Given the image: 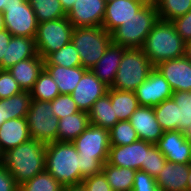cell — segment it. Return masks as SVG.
<instances>
[{"mask_svg":"<svg viewBox=\"0 0 191 191\" xmlns=\"http://www.w3.org/2000/svg\"><path fill=\"white\" fill-rule=\"evenodd\" d=\"M0 191H18V184L13 176L0 162Z\"/></svg>","mask_w":191,"mask_h":191,"instance_id":"cell-44","label":"cell"},{"mask_svg":"<svg viewBox=\"0 0 191 191\" xmlns=\"http://www.w3.org/2000/svg\"><path fill=\"white\" fill-rule=\"evenodd\" d=\"M171 98L179 106V131L185 132L191 125V92L175 91Z\"/></svg>","mask_w":191,"mask_h":191,"instance_id":"cell-36","label":"cell"},{"mask_svg":"<svg viewBox=\"0 0 191 191\" xmlns=\"http://www.w3.org/2000/svg\"><path fill=\"white\" fill-rule=\"evenodd\" d=\"M2 13L5 29L12 36L35 38L38 21L28 0H7Z\"/></svg>","mask_w":191,"mask_h":191,"instance_id":"cell-10","label":"cell"},{"mask_svg":"<svg viewBox=\"0 0 191 191\" xmlns=\"http://www.w3.org/2000/svg\"><path fill=\"white\" fill-rule=\"evenodd\" d=\"M31 139L26 117L9 119L0 125V156Z\"/></svg>","mask_w":191,"mask_h":191,"instance_id":"cell-21","label":"cell"},{"mask_svg":"<svg viewBox=\"0 0 191 191\" xmlns=\"http://www.w3.org/2000/svg\"><path fill=\"white\" fill-rule=\"evenodd\" d=\"M44 65H58L63 67L82 66L79 53L71 41L56 52L51 53L44 60Z\"/></svg>","mask_w":191,"mask_h":191,"instance_id":"cell-33","label":"cell"},{"mask_svg":"<svg viewBox=\"0 0 191 191\" xmlns=\"http://www.w3.org/2000/svg\"><path fill=\"white\" fill-rule=\"evenodd\" d=\"M159 20L155 3L144 5L112 33V43L128 48H142L147 35Z\"/></svg>","mask_w":191,"mask_h":191,"instance_id":"cell-5","label":"cell"},{"mask_svg":"<svg viewBox=\"0 0 191 191\" xmlns=\"http://www.w3.org/2000/svg\"><path fill=\"white\" fill-rule=\"evenodd\" d=\"M153 143L137 140L130 145H111L108 153L107 163L115 167L140 170L142 163H145L146 151Z\"/></svg>","mask_w":191,"mask_h":191,"instance_id":"cell-12","label":"cell"},{"mask_svg":"<svg viewBox=\"0 0 191 191\" xmlns=\"http://www.w3.org/2000/svg\"><path fill=\"white\" fill-rule=\"evenodd\" d=\"M29 92L32 100L49 102L60 95L56 82L45 69L39 74V77Z\"/></svg>","mask_w":191,"mask_h":191,"instance_id":"cell-30","label":"cell"},{"mask_svg":"<svg viewBox=\"0 0 191 191\" xmlns=\"http://www.w3.org/2000/svg\"><path fill=\"white\" fill-rule=\"evenodd\" d=\"M82 183L86 191H113L103 172L84 178Z\"/></svg>","mask_w":191,"mask_h":191,"instance_id":"cell-42","label":"cell"},{"mask_svg":"<svg viewBox=\"0 0 191 191\" xmlns=\"http://www.w3.org/2000/svg\"><path fill=\"white\" fill-rule=\"evenodd\" d=\"M45 170L62 186L80 183V158L73 142L46 144Z\"/></svg>","mask_w":191,"mask_h":191,"instance_id":"cell-4","label":"cell"},{"mask_svg":"<svg viewBox=\"0 0 191 191\" xmlns=\"http://www.w3.org/2000/svg\"><path fill=\"white\" fill-rule=\"evenodd\" d=\"M88 116L90 124L107 130H110L119 121L108 93L104 94L92 105Z\"/></svg>","mask_w":191,"mask_h":191,"instance_id":"cell-26","label":"cell"},{"mask_svg":"<svg viewBox=\"0 0 191 191\" xmlns=\"http://www.w3.org/2000/svg\"><path fill=\"white\" fill-rule=\"evenodd\" d=\"M190 164L166 161L155 178L159 191H187Z\"/></svg>","mask_w":191,"mask_h":191,"instance_id":"cell-19","label":"cell"},{"mask_svg":"<svg viewBox=\"0 0 191 191\" xmlns=\"http://www.w3.org/2000/svg\"><path fill=\"white\" fill-rule=\"evenodd\" d=\"M126 49V47L111 43L105 54L91 68V71L108 87H111L115 81L119 64Z\"/></svg>","mask_w":191,"mask_h":191,"instance_id":"cell-20","label":"cell"},{"mask_svg":"<svg viewBox=\"0 0 191 191\" xmlns=\"http://www.w3.org/2000/svg\"><path fill=\"white\" fill-rule=\"evenodd\" d=\"M62 191H86L83 183L63 186Z\"/></svg>","mask_w":191,"mask_h":191,"instance_id":"cell-47","label":"cell"},{"mask_svg":"<svg viewBox=\"0 0 191 191\" xmlns=\"http://www.w3.org/2000/svg\"><path fill=\"white\" fill-rule=\"evenodd\" d=\"M132 191H159L154 177L142 170H137Z\"/></svg>","mask_w":191,"mask_h":191,"instance_id":"cell-41","label":"cell"},{"mask_svg":"<svg viewBox=\"0 0 191 191\" xmlns=\"http://www.w3.org/2000/svg\"><path fill=\"white\" fill-rule=\"evenodd\" d=\"M154 67L167 80L173 92H191V61L186 56L162 61Z\"/></svg>","mask_w":191,"mask_h":191,"instance_id":"cell-16","label":"cell"},{"mask_svg":"<svg viewBox=\"0 0 191 191\" xmlns=\"http://www.w3.org/2000/svg\"><path fill=\"white\" fill-rule=\"evenodd\" d=\"M187 191H191V164H190V170L188 175Z\"/></svg>","mask_w":191,"mask_h":191,"instance_id":"cell-52","label":"cell"},{"mask_svg":"<svg viewBox=\"0 0 191 191\" xmlns=\"http://www.w3.org/2000/svg\"><path fill=\"white\" fill-rule=\"evenodd\" d=\"M110 145L124 146L139 140L136 130L129 120L118 121L110 130Z\"/></svg>","mask_w":191,"mask_h":191,"instance_id":"cell-35","label":"cell"},{"mask_svg":"<svg viewBox=\"0 0 191 191\" xmlns=\"http://www.w3.org/2000/svg\"><path fill=\"white\" fill-rule=\"evenodd\" d=\"M72 142L80 158V183L86 177L101 173L111 146L109 130L89 124Z\"/></svg>","mask_w":191,"mask_h":191,"instance_id":"cell-1","label":"cell"},{"mask_svg":"<svg viewBox=\"0 0 191 191\" xmlns=\"http://www.w3.org/2000/svg\"><path fill=\"white\" fill-rule=\"evenodd\" d=\"M73 28L67 17L38 23L34 38L38 55L45 60L69 43Z\"/></svg>","mask_w":191,"mask_h":191,"instance_id":"cell-8","label":"cell"},{"mask_svg":"<svg viewBox=\"0 0 191 191\" xmlns=\"http://www.w3.org/2000/svg\"><path fill=\"white\" fill-rule=\"evenodd\" d=\"M46 144L30 139L0 156V162L20 185L45 171Z\"/></svg>","mask_w":191,"mask_h":191,"instance_id":"cell-2","label":"cell"},{"mask_svg":"<svg viewBox=\"0 0 191 191\" xmlns=\"http://www.w3.org/2000/svg\"><path fill=\"white\" fill-rule=\"evenodd\" d=\"M38 23L66 17L59 0H28Z\"/></svg>","mask_w":191,"mask_h":191,"instance_id":"cell-31","label":"cell"},{"mask_svg":"<svg viewBox=\"0 0 191 191\" xmlns=\"http://www.w3.org/2000/svg\"><path fill=\"white\" fill-rule=\"evenodd\" d=\"M106 0H76L66 14L73 27L102 26Z\"/></svg>","mask_w":191,"mask_h":191,"instance_id":"cell-13","label":"cell"},{"mask_svg":"<svg viewBox=\"0 0 191 191\" xmlns=\"http://www.w3.org/2000/svg\"><path fill=\"white\" fill-rule=\"evenodd\" d=\"M63 186L46 170L18 185V191H62Z\"/></svg>","mask_w":191,"mask_h":191,"instance_id":"cell-34","label":"cell"},{"mask_svg":"<svg viewBox=\"0 0 191 191\" xmlns=\"http://www.w3.org/2000/svg\"><path fill=\"white\" fill-rule=\"evenodd\" d=\"M108 88L91 69H88L76 85L71 96L79 110L88 113L92 105L107 93Z\"/></svg>","mask_w":191,"mask_h":191,"instance_id":"cell-14","label":"cell"},{"mask_svg":"<svg viewBox=\"0 0 191 191\" xmlns=\"http://www.w3.org/2000/svg\"><path fill=\"white\" fill-rule=\"evenodd\" d=\"M7 0H0V12H3Z\"/></svg>","mask_w":191,"mask_h":191,"instance_id":"cell-54","label":"cell"},{"mask_svg":"<svg viewBox=\"0 0 191 191\" xmlns=\"http://www.w3.org/2000/svg\"><path fill=\"white\" fill-rule=\"evenodd\" d=\"M26 119L31 139L45 144L57 141L58 119L54 116L51 102L32 100Z\"/></svg>","mask_w":191,"mask_h":191,"instance_id":"cell-9","label":"cell"},{"mask_svg":"<svg viewBox=\"0 0 191 191\" xmlns=\"http://www.w3.org/2000/svg\"><path fill=\"white\" fill-rule=\"evenodd\" d=\"M44 69L56 82L60 94H71L88 70L82 66L63 67L58 65H44Z\"/></svg>","mask_w":191,"mask_h":191,"instance_id":"cell-24","label":"cell"},{"mask_svg":"<svg viewBox=\"0 0 191 191\" xmlns=\"http://www.w3.org/2000/svg\"><path fill=\"white\" fill-rule=\"evenodd\" d=\"M186 42L176 32L171 21L159 19L147 35L142 51L153 66L166 60L185 56Z\"/></svg>","mask_w":191,"mask_h":191,"instance_id":"cell-3","label":"cell"},{"mask_svg":"<svg viewBox=\"0 0 191 191\" xmlns=\"http://www.w3.org/2000/svg\"><path fill=\"white\" fill-rule=\"evenodd\" d=\"M171 22L174 24L176 32L185 42L191 41V10Z\"/></svg>","mask_w":191,"mask_h":191,"instance_id":"cell-43","label":"cell"},{"mask_svg":"<svg viewBox=\"0 0 191 191\" xmlns=\"http://www.w3.org/2000/svg\"><path fill=\"white\" fill-rule=\"evenodd\" d=\"M107 182L113 191H132L136 171L130 168L115 167L107 162L102 167Z\"/></svg>","mask_w":191,"mask_h":191,"instance_id":"cell-28","label":"cell"},{"mask_svg":"<svg viewBox=\"0 0 191 191\" xmlns=\"http://www.w3.org/2000/svg\"><path fill=\"white\" fill-rule=\"evenodd\" d=\"M185 56L191 61V41L186 42Z\"/></svg>","mask_w":191,"mask_h":191,"instance_id":"cell-49","label":"cell"},{"mask_svg":"<svg viewBox=\"0 0 191 191\" xmlns=\"http://www.w3.org/2000/svg\"><path fill=\"white\" fill-rule=\"evenodd\" d=\"M145 4L137 0H112L106 2L102 27L110 34L134 16Z\"/></svg>","mask_w":191,"mask_h":191,"instance_id":"cell-18","label":"cell"},{"mask_svg":"<svg viewBox=\"0 0 191 191\" xmlns=\"http://www.w3.org/2000/svg\"><path fill=\"white\" fill-rule=\"evenodd\" d=\"M0 114H1V125L10 119L8 117V110H7V98L6 99H0Z\"/></svg>","mask_w":191,"mask_h":191,"instance_id":"cell-46","label":"cell"},{"mask_svg":"<svg viewBox=\"0 0 191 191\" xmlns=\"http://www.w3.org/2000/svg\"><path fill=\"white\" fill-rule=\"evenodd\" d=\"M156 145L167 161L191 164V142L186 139L184 132L166 131Z\"/></svg>","mask_w":191,"mask_h":191,"instance_id":"cell-15","label":"cell"},{"mask_svg":"<svg viewBox=\"0 0 191 191\" xmlns=\"http://www.w3.org/2000/svg\"><path fill=\"white\" fill-rule=\"evenodd\" d=\"M50 102L54 116L58 120L80 111L71 94H60Z\"/></svg>","mask_w":191,"mask_h":191,"instance_id":"cell-39","label":"cell"},{"mask_svg":"<svg viewBox=\"0 0 191 191\" xmlns=\"http://www.w3.org/2000/svg\"><path fill=\"white\" fill-rule=\"evenodd\" d=\"M153 68L141 48H128L124 51L115 81L110 88L134 92Z\"/></svg>","mask_w":191,"mask_h":191,"instance_id":"cell-7","label":"cell"},{"mask_svg":"<svg viewBox=\"0 0 191 191\" xmlns=\"http://www.w3.org/2000/svg\"><path fill=\"white\" fill-rule=\"evenodd\" d=\"M159 19L172 21L191 10V0H156Z\"/></svg>","mask_w":191,"mask_h":191,"instance_id":"cell-32","label":"cell"},{"mask_svg":"<svg viewBox=\"0 0 191 191\" xmlns=\"http://www.w3.org/2000/svg\"><path fill=\"white\" fill-rule=\"evenodd\" d=\"M111 104L114 106L115 115L119 121L129 120L130 116L140 106L132 91H123L115 88H108Z\"/></svg>","mask_w":191,"mask_h":191,"instance_id":"cell-27","label":"cell"},{"mask_svg":"<svg viewBox=\"0 0 191 191\" xmlns=\"http://www.w3.org/2000/svg\"><path fill=\"white\" fill-rule=\"evenodd\" d=\"M184 135L186 136V139L191 142V125L187 130L184 132Z\"/></svg>","mask_w":191,"mask_h":191,"instance_id":"cell-51","label":"cell"},{"mask_svg":"<svg viewBox=\"0 0 191 191\" xmlns=\"http://www.w3.org/2000/svg\"><path fill=\"white\" fill-rule=\"evenodd\" d=\"M21 92L22 89L9 70L0 69V99H6Z\"/></svg>","mask_w":191,"mask_h":191,"instance_id":"cell-40","label":"cell"},{"mask_svg":"<svg viewBox=\"0 0 191 191\" xmlns=\"http://www.w3.org/2000/svg\"><path fill=\"white\" fill-rule=\"evenodd\" d=\"M31 101L32 98L29 91H22L7 98L8 117L10 119L26 117Z\"/></svg>","mask_w":191,"mask_h":191,"instance_id":"cell-37","label":"cell"},{"mask_svg":"<svg viewBox=\"0 0 191 191\" xmlns=\"http://www.w3.org/2000/svg\"><path fill=\"white\" fill-rule=\"evenodd\" d=\"M71 42L79 53L82 67L91 69L105 54L112 37L102 26L75 27Z\"/></svg>","mask_w":191,"mask_h":191,"instance_id":"cell-6","label":"cell"},{"mask_svg":"<svg viewBox=\"0 0 191 191\" xmlns=\"http://www.w3.org/2000/svg\"><path fill=\"white\" fill-rule=\"evenodd\" d=\"M129 122L136 130L139 140L156 144L164 133L153 107L139 106L130 116Z\"/></svg>","mask_w":191,"mask_h":191,"instance_id":"cell-17","label":"cell"},{"mask_svg":"<svg viewBox=\"0 0 191 191\" xmlns=\"http://www.w3.org/2000/svg\"><path fill=\"white\" fill-rule=\"evenodd\" d=\"M134 93L140 106L154 107L171 98L173 90L163 75L154 67Z\"/></svg>","mask_w":191,"mask_h":191,"instance_id":"cell-11","label":"cell"},{"mask_svg":"<svg viewBox=\"0 0 191 191\" xmlns=\"http://www.w3.org/2000/svg\"><path fill=\"white\" fill-rule=\"evenodd\" d=\"M65 13L67 14L74 5L76 0H59Z\"/></svg>","mask_w":191,"mask_h":191,"instance_id":"cell-48","label":"cell"},{"mask_svg":"<svg viewBox=\"0 0 191 191\" xmlns=\"http://www.w3.org/2000/svg\"><path fill=\"white\" fill-rule=\"evenodd\" d=\"M139 2H142L145 5H149V4H154L155 1L154 0H137Z\"/></svg>","mask_w":191,"mask_h":191,"instance_id":"cell-53","label":"cell"},{"mask_svg":"<svg viewBox=\"0 0 191 191\" xmlns=\"http://www.w3.org/2000/svg\"><path fill=\"white\" fill-rule=\"evenodd\" d=\"M44 69V59L39 55L19 61L9 68L22 91H30Z\"/></svg>","mask_w":191,"mask_h":191,"instance_id":"cell-22","label":"cell"},{"mask_svg":"<svg viewBox=\"0 0 191 191\" xmlns=\"http://www.w3.org/2000/svg\"><path fill=\"white\" fill-rule=\"evenodd\" d=\"M11 37L12 35L8 30L0 31V69H2V59H6L7 46Z\"/></svg>","mask_w":191,"mask_h":191,"instance_id":"cell-45","label":"cell"},{"mask_svg":"<svg viewBox=\"0 0 191 191\" xmlns=\"http://www.w3.org/2000/svg\"><path fill=\"white\" fill-rule=\"evenodd\" d=\"M153 109L164 132L179 130V106L172 98L164 100Z\"/></svg>","mask_w":191,"mask_h":191,"instance_id":"cell-29","label":"cell"},{"mask_svg":"<svg viewBox=\"0 0 191 191\" xmlns=\"http://www.w3.org/2000/svg\"><path fill=\"white\" fill-rule=\"evenodd\" d=\"M166 161V157L159 151L157 145L153 144L146 151L145 163H142L140 170L145 171L150 176L156 178L163 170Z\"/></svg>","mask_w":191,"mask_h":191,"instance_id":"cell-38","label":"cell"},{"mask_svg":"<svg viewBox=\"0 0 191 191\" xmlns=\"http://www.w3.org/2000/svg\"><path fill=\"white\" fill-rule=\"evenodd\" d=\"M34 38L12 36L6 51V59H2V69L8 70L19 61L37 56Z\"/></svg>","mask_w":191,"mask_h":191,"instance_id":"cell-23","label":"cell"},{"mask_svg":"<svg viewBox=\"0 0 191 191\" xmlns=\"http://www.w3.org/2000/svg\"><path fill=\"white\" fill-rule=\"evenodd\" d=\"M89 124L88 113L83 111L59 119L57 141H74Z\"/></svg>","mask_w":191,"mask_h":191,"instance_id":"cell-25","label":"cell"},{"mask_svg":"<svg viewBox=\"0 0 191 191\" xmlns=\"http://www.w3.org/2000/svg\"><path fill=\"white\" fill-rule=\"evenodd\" d=\"M5 29V25H4V15L2 12H0V31Z\"/></svg>","mask_w":191,"mask_h":191,"instance_id":"cell-50","label":"cell"}]
</instances>
